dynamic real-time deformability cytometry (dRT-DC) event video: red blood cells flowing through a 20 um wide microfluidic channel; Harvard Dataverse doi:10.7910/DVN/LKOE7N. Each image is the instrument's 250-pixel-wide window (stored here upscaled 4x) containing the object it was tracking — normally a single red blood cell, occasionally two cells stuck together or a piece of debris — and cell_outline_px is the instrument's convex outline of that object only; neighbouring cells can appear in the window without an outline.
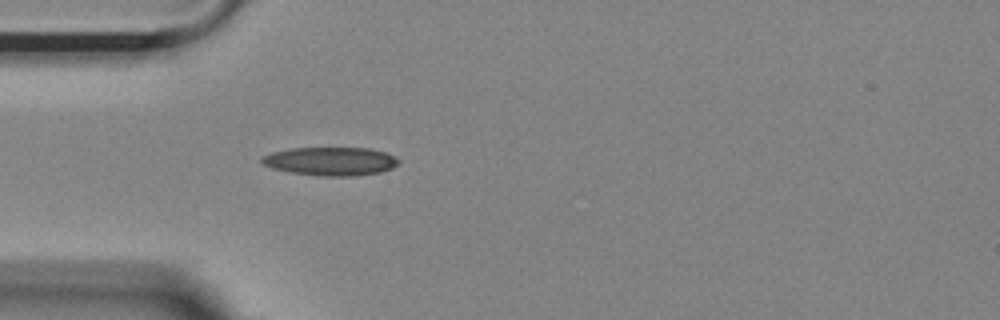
{"species": "Egyptian fruit bat (a non-hibernating species)", "species_latin": "Rousettus aegyptiacus", "temperature_condition": "room temperature", "stored_images_in_passage": 4, "camera_frame_rate_fps": 3000, "um_per_image_px": 0.085, "animal": {"sex": "female"}, "frame": {"image": 1, "passage_image": 1, "time_ms": 0.0, "image_size_px": [1000, 320], "cell_outline_px": [[400, 160], [392, 168], [380, 172], [352, 176], [320, 176], [292, 172], [272, 168], [264, 164], [260, 160], [260, 156], [272, 152], [288, 148], [368, 148], [384, 152]], "centroid_in_image_um": [28.06, 13.7], "position_along_channel_um": 56.9, "area_um2": 22.54}}